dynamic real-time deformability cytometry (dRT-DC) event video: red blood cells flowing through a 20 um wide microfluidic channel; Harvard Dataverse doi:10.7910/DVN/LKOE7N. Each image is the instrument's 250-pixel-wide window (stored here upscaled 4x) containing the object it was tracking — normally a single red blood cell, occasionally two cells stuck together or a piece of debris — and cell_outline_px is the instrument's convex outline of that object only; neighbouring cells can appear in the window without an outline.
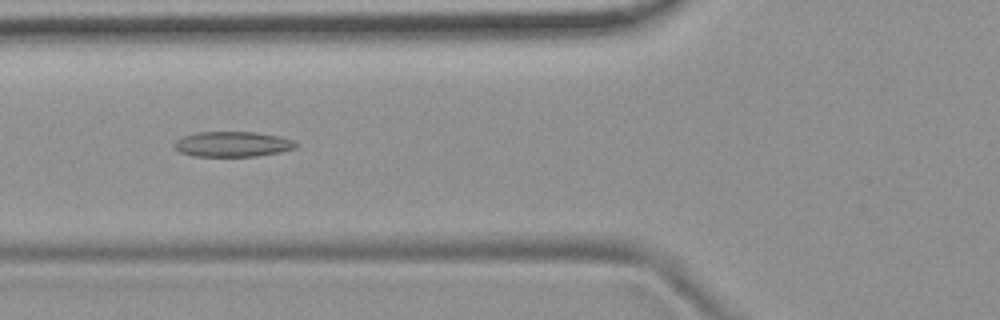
{"species": "common noctule bat (a hibernating species)", "species_latin": "Nyctalus noctula", "temperature_condition": "room temperature", "stored_images_in_passage": 53, "camera_frame_rate_fps": 3000, "um_per_image_px": 0.085, "animal": {"sex": "female", "body_mass_g": 19.9}, "frame": {"image": 1, "passage_image": 20, "time_ms": 6.333, "image_size_px": [1000, 320], "cell_outline_px": [[296, 148], [280, 152], [256, 156], [192, 156], [180, 152], [172, 144], [176, 140], [184, 136], [196, 132], [256, 132], [280, 136], [292, 140], [296, 144]], "centroid_in_image_um": [19.75, 12.25], "position_along_channel_um": 106.0, "area_um2": 17.86}}
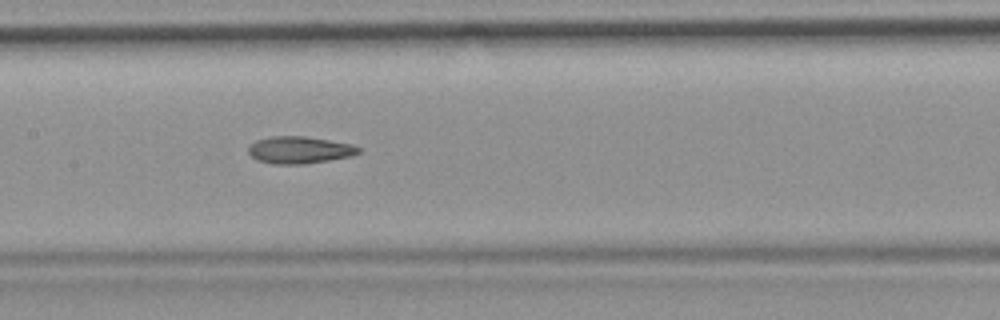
{"frame": {"image": 2, "passage_image": 26, "time_ms": 8.333, "image_size_px": [1000, 320], "cell_outline_px": [[360, 152], [352, 156], [304, 164], [272, 164], [256, 160], [248, 152], [248, 144], [256, 140], [272, 136], [304, 136], [352, 144], [360, 148]], "centroid_in_image_um": [25.42, 12.75], "position_along_channel_um": 182.0, "area_um2": 17.46}}
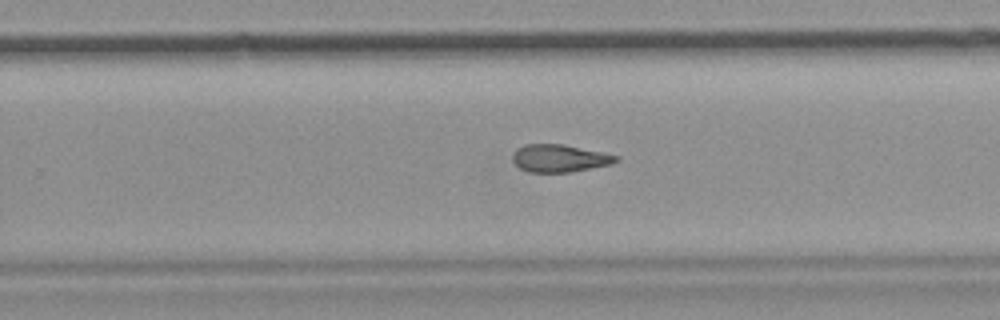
{"frame": {"image": 3, "passage_image": 34, "time_ms": 11.0, "image_size_px": [1000, 320], "cell_outline_px": [[620, 160], [612, 164], [568, 172], [528, 172], [520, 168], [512, 160], [512, 152], [516, 148], [524, 144], [564, 144], [620, 156]], "centroid_in_image_um": [47.54, 13.44], "position_along_channel_um": 282.3, "area_um2": 16.7}, "authors_computed_cell_mechanics": {"area_um2": 17.8602, "velocity_mm_per_s": 3.7789, "shape_relaxation_time_tau1_ms": null, "shape_relaxation_time_tau2_ms": 4.7747, "deformation_change_tau1": null, "deformation_change_tau2": 0.1363}}